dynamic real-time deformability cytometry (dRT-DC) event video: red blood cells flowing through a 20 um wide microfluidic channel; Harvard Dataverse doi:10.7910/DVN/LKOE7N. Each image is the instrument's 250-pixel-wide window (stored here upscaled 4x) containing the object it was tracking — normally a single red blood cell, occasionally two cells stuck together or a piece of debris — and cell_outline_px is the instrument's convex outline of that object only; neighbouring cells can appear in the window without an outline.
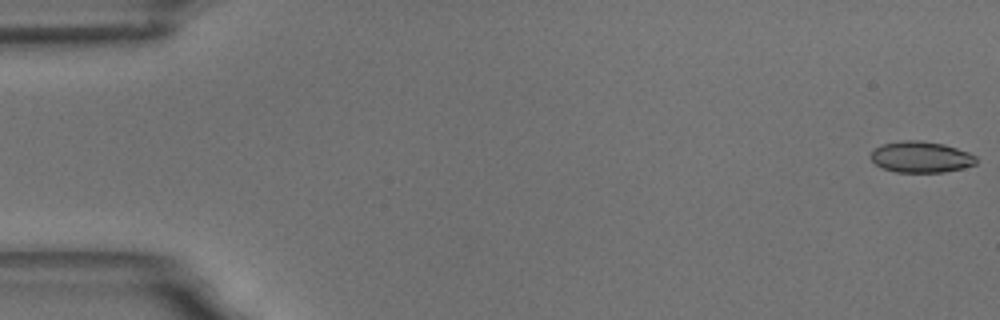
{"species": "common noctule bat (a hibernating species)", "species_latin": "Nyctalus noctula", "temperature_condition": "room temperature", "stored_images_in_passage": 58, "camera_frame_rate_fps": 3000, "um_per_image_px": 0.085, "animal": {"sex": "male", "body_mass_g": 18.8}, "frame": {"image": 1, "passage_image": 1, "time_ms": 0.0, "image_size_px": [1000, 320], "cell_outline_px": [[976, 164], [944, 172], [896, 172], [884, 168], [876, 164], [872, 160], [872, 152], [876, 148], [884, 144], [904, 140], [920, 140], [944, 144], [968, 152], [976, 156]], "centroid_in_image_um": [78.3, 13.34], "position_along_channel_um": 6.7, "area_um2": 18.84}}
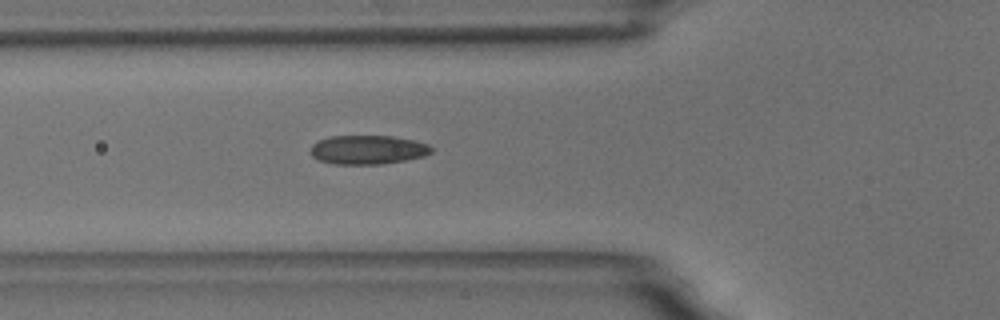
{"frame": {"image": 2, "passage_image": 21, "time_ms": 6.667, "image_size_px": [1000, 320], "cell_outline_px": [[432, 152], [424, 156], [404, 160], [380, 164], [332, 164], [320, 160], [312, 156], [308, 152], [312, 144], [316, 140], [332, 136], [392, 136], [412, 140], [428, 144], [432, 148]], "centroid_in_image_um": [31.21, 12.72], "position_along_channel_um": 94.6, "area_um2": 20.46}}
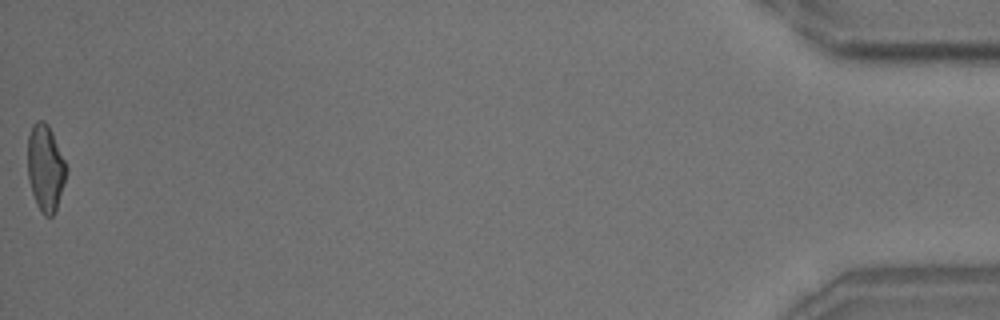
{"frame": {"image": 3, "passage_image": 58, "time_ms": 19.0, "image_size_px": [1000, 320], "cell_outline_px": [[68, 168], [56, 208], [52, 216], [44, 216], [36, 204], [28, 180], [28, 136], [32, 124], [36, 120], [44, 120], [48, 124], [52, 132]], "centroid_in_image_um": [3.85, 14.24], "position_along_channel_um": 431.4, "area_um2": 19.36}, "authors_computed_cell_mechanics": {"area_um2": 19.7098, "velocity_mm_per_s": 3.5185, "shape_relaxation_time_tau1_ms": 4.8989, "shape_relaxation_time_tau2_ms": 1.525, "deformation_change_tau1": 0.1328, "deformation_change_tau2": 0.0656}}